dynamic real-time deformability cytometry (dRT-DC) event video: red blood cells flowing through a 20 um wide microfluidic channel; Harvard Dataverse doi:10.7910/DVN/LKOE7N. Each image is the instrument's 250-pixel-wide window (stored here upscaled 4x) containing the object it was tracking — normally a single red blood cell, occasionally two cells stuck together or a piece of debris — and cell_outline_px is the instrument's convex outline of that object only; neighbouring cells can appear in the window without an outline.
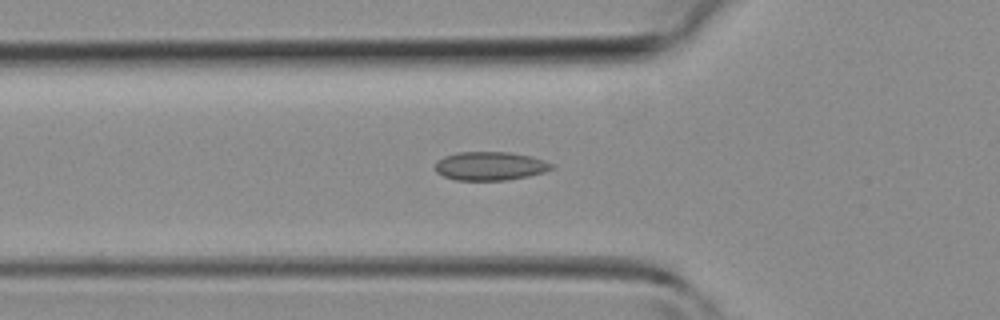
{"species": "common noctule bat (a hibernating species)", "species_latin": "Nyctalus noctula", "temperature_condition": "room temperature", "stored_images_in_passage": 38, "camera_frame_rate_fps": 3000, "um_per_image_px": 0.085, "animal": {"sex": "female", "body_mass_g": 19.3, "forearm_length_mm": 54.1}, "frame": {"image": 1, "passage_image": 10, "time_ms": 3.0, "image_size_px": [1000, 320], "cell_outline_px": [[556, 168], [544, 172], [528, 176], [508, 180], [456, 180], [444, 176], [436, 172], [436, 160], [444, 156], [456, 152], [508, 152], [532, 156], [556, 164]], "centroid_in_image_um": [41.7, 14.11], "position_along_channel_um": 84.1, "area_um2": 19.65}}
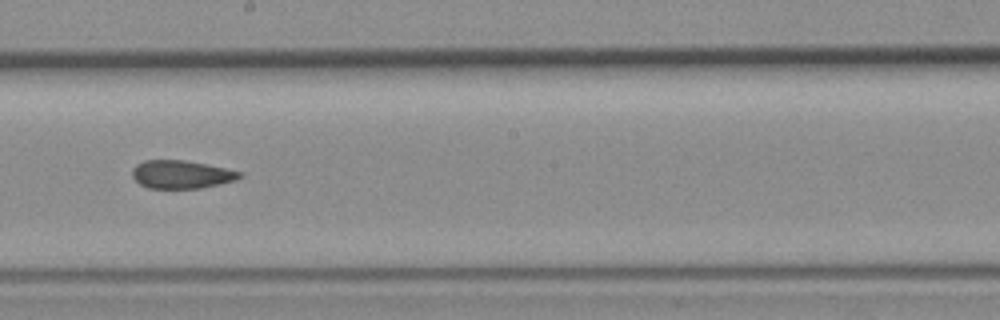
{"frame": {"image": 2, "passage_image": 19, "time_ms": 6.0, "image_size_px": [1000, 320], "cell_outline_px": [[244, 176], [236, 180], [220, 184], [200, 188], [148, 188], [140, 184], [132, 176], [132, 168], [136, 164], [144, 160], [184, 160], [244, 172]], "centroid_in_image_um": [15.43, 14.82], "position_along_channel_um": 232.8, "area_um2": 17.63}}
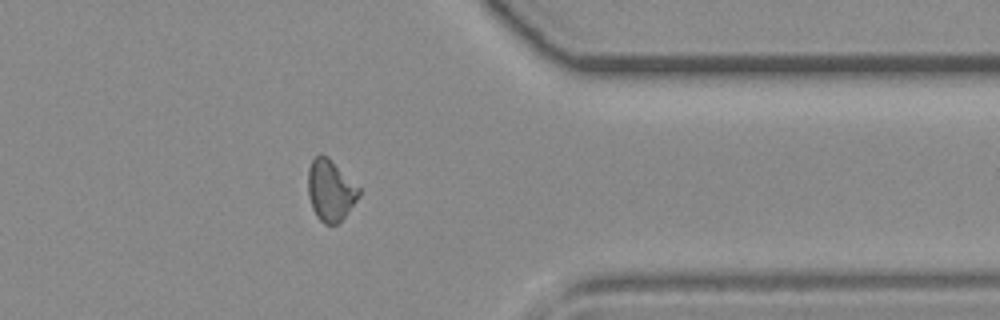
{"frame": {"image": 3, "passage_image": 29, "time_ms": 9.333, "image_size_px": [1000, 320], "cell_outline_px": [[360, 196], [344, 216], [336, 224], [324, 224], [316, 216], [312, 208], [308, 196], [308, 168], [312, 160], [320, 152], [328, 156], [360, 188]], "centroid_in_image_um": [28.07, 16.15], "position_along_channel_um": 383.3, "area_um2": 18.21}}